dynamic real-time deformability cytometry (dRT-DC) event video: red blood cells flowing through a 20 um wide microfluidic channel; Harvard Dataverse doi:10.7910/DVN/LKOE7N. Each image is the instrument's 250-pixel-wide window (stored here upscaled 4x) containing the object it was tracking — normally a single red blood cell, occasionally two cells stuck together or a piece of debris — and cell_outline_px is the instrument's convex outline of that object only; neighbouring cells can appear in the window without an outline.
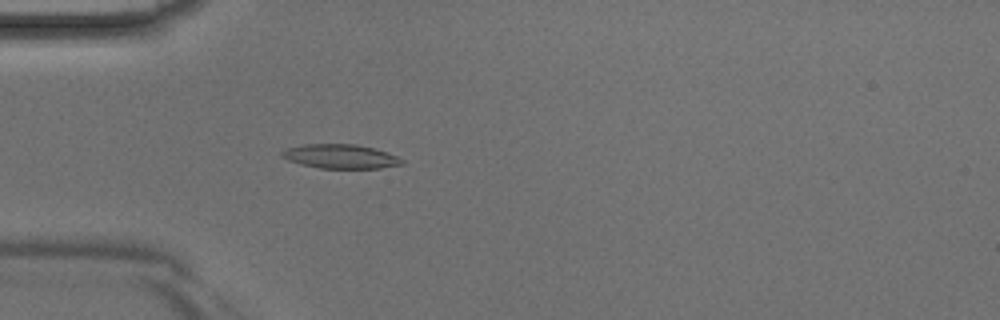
{"species": "Egyptian fruit bat (a non-hibernating species)", "species_latin": "Rousettus aegyptiacus", "temperature_condition": "room temperature", "stored_images_in_passage": 34, "camera_frame_rate_fps": 3000, "um_per_image_px": 0.085, "animal": {"sex": "male"}, "frame": {"image": 1, "passage_image": 3, "time_ms": 0.667, "image_size_px": [1000, 320], "cell_outline_px": [[404, 164], [380, 168], [320, 168], [300, 164], [288, 160], [280, 156], [280, 152], [288, 148], [304, 144], [356, 144], [388, 152], [404, 160]], "centroid_in_image_um": [28.93, 13.29], "position_along_channel_um": 56.1, "area_um2": 16.88}}
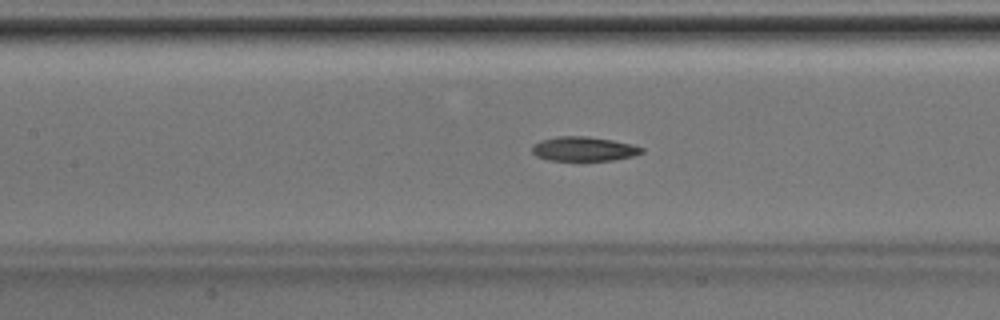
{"frame": {"image": 2, "passage_image": 10, "time_ms": 3.0, "image_size_px": [1000, 320], "cell_outline_px": [[644, 152], [632, 156], [612, 160], [548, 160], [536, 156], [532, 152], [532, 144], [540, 140], [556, 136], [588, 136], [612, 140], [632, 144], [644, 148]], "centroid_in_image_um": [49.59, 12.64], "position_along_channel_um": 157.8, "area_um2": 15.61}}
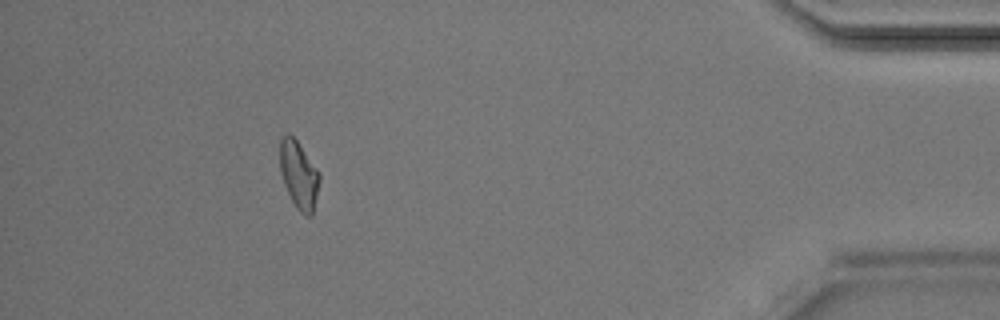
{"frame": {"image": 3, "passage_image": 30, "time_ms": 9.667, "image_size_px": [1000, 320], "cell_outline_px": [[320, 180], [312, 216], [304, 216], [296, 208], [284, 184], [280, 172], [280, 140], [288, 132], [296, 140], [320, 172]], "centroid_in_image_um": [25.41, 14.88], "position_along_channel_um": 409.8, "area_um2": 15.55}}